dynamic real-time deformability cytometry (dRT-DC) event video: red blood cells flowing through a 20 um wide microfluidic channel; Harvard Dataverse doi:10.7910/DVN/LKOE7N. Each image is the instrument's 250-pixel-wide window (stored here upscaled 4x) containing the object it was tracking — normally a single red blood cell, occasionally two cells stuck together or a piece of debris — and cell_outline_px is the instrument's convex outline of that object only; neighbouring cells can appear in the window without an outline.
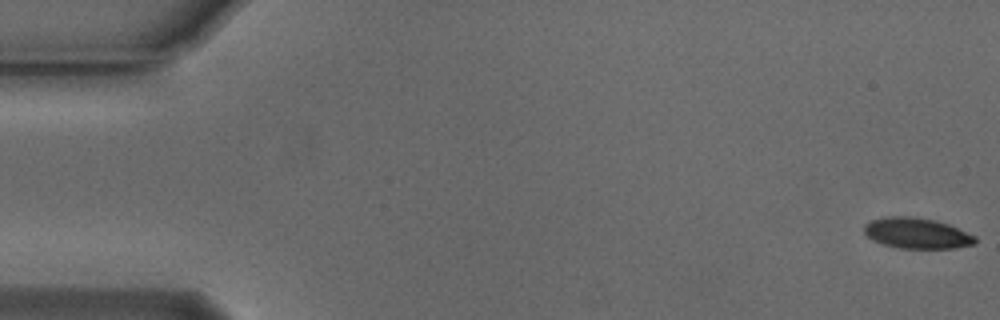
{"species": "Egyptian fruit bat (a non-hibernating species)", "species_latin": "Rousettus aegyptiacus", "temperature_condition": "cold", "stored_images_in_passage": 56, "camera_frame_rate_fps": 3000, "um_per_image_px": 0.085, "animal": {"sex": "male"}, "frame": {"image": 1, "passage_image": 1, "time_ms": 0.0, "image_size_px": [1000, 320], "cell_outline_px": [[976, 244], [956, 248], [900, 248], [880, 244], [872, 240], [864, 232], [864, 224], [872, 220], [888, 216], [908, 216], [936, 220], [948, 224], [976, 236]], "centroid_in_image_um": [77.93, 19.83], "position_along_channel_um": 7.1, "area_um2": 19.94}}
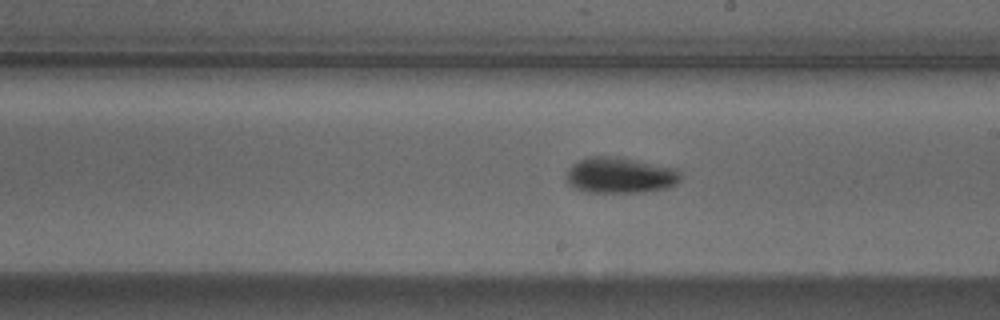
{"frame": {"image": 2, "passage_image": 31, "time_ms": 10.0, "image_size_px": [1000, 320], "cell_outline_px": [[680, 180], [676, 184], [668, 188], [644, 192], [584, 192], [572, 188], [568, 184], [564, 176], [568, 168], [572, 164], [584, 156], [620, 156], [676, 168], [680, 172]], "centroid_in_image_um": [52.66, 14.89], "position_along_channel_um": 236.3, "area_um2": 24.57}}
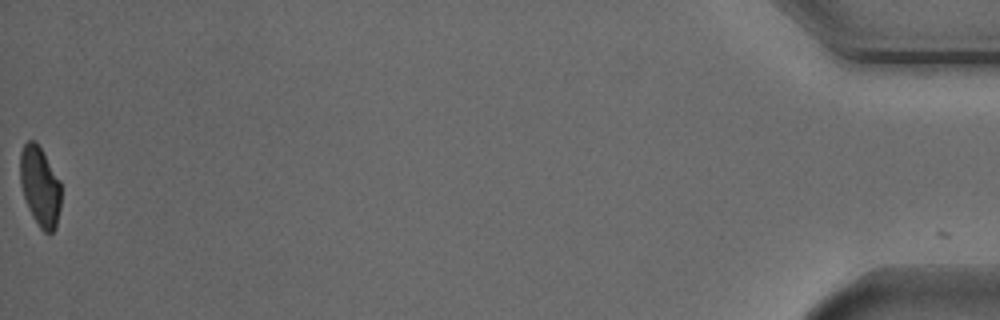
{"frame": {"image": 3, "passage_image": 55, "time_ms": 18.0, "image_size_px": [1000, 320], "cell_outline_px": [[60, 208], [56, 228], [52, 232], [44, 232], [40, 228], [32, 216], [28, 208], [20, 184], [20, 152], [24, 144], [28, 140], [32, 140], [40, 148], [60, 180]], "centroid_in_image_um": [3.39, 15.87], "position_along_channel_um": 431.8, "area_um2": 18.84}, "authors_computed_cell_mechanics": {"area_um2": 21.1548, "velocity_mm_per_s": 3.7506, "shape_relaxation_time_tau1_ms": 2.6928, "shape_relaxation_time_tau2_ms": null, "deformation_change_tau1": 0.113, "deformation_change_tau2": null}}